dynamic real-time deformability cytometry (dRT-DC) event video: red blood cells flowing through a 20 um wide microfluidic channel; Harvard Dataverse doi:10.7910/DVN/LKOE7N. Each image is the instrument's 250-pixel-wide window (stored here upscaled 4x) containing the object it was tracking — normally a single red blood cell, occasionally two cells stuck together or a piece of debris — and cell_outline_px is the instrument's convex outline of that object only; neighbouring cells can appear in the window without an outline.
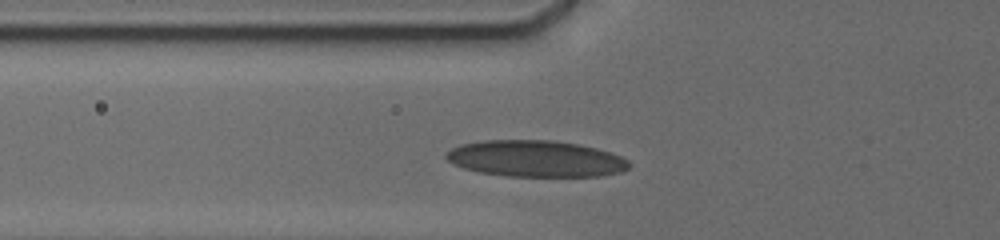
{"species": "human", "species_latin": "Homo sapiens", "temperature_condition": "cold", "stored_images_in_passage": 4, "camera_frame_rate_fps": 3000, "um_per_image_px": 0.085, "donor": {"sex": "male"}, "frame": {"image": 1, "passage_image": 4, "time_ms": 2.333, "image_size_px": [1000, 240], "cell_outline_px": [[632, 164], [628, 168], [620, 172], [600, 176], [504, 176], [476, 172], [452, 164], [444, 156], [444, 152], [460, 144], [484, 140], [548, 140], [580, 144], [596, 148], [620, 156], [628, 160]], "centroid_in_image_um": [45.49, 13.49], "position_along_channel_um": 80.3, "area_um2": 39.07}}